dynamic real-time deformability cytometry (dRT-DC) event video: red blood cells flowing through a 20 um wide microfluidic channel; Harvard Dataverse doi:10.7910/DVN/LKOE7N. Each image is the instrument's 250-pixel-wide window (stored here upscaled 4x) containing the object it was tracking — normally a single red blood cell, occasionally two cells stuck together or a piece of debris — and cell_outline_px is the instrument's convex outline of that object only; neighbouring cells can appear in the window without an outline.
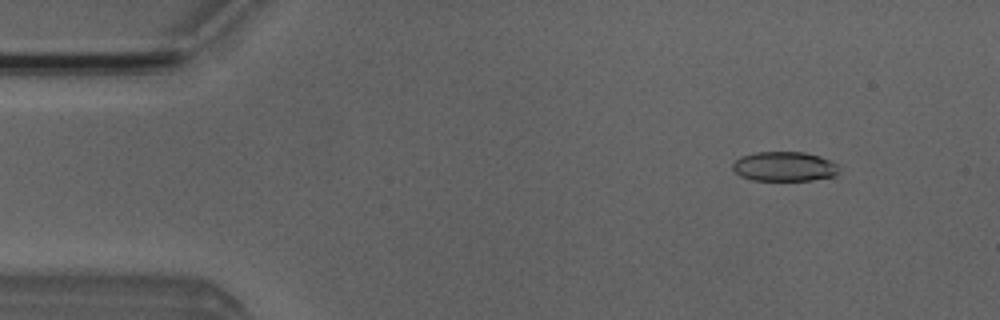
{"species": "Egyptian fruit bat (a non-hibernating species)", "species_latin": "Rousettus aegyptiacus", "temperature_condition": "room temperature", "stored_images_in_passage": 7, "camera_frame_rate_fps": 3000, "um_per_image_px": 0.085, "animal": {"sex": "male"}, "frame": {"image": 1, "passage_image": 2, "time_ms": 1.333, "image_size_px": [1000, 320], "cell_outline_px": [[840, 172], [836, 176], [812, 180], [752, 180], [740, 176], [732, 168], [732, 164], [740, 156], [756, 152], [804, 152], [820, 156], [840, 164]], "centroid_in_image_um": [66.72, 14.15], "position_along_channel_um": 18.3, "area_um2": 18.61}}